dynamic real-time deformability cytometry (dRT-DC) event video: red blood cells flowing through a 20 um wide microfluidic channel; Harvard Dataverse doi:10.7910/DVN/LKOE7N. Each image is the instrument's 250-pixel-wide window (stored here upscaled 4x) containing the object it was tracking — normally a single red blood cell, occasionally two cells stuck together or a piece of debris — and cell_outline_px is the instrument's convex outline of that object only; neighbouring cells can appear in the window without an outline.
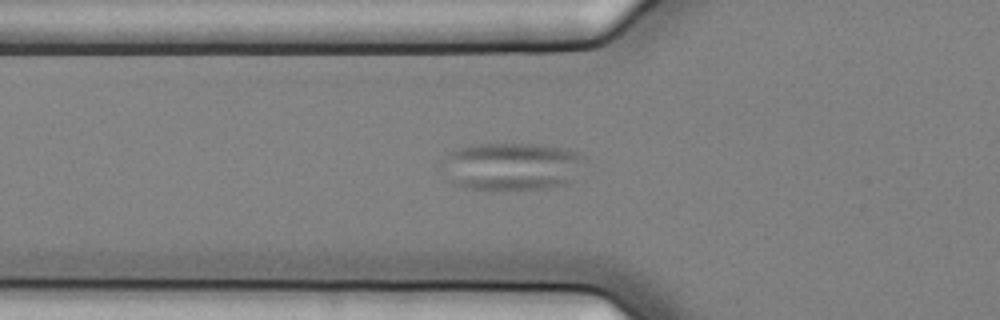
{"species": "common noctule bat (a hibernating species)", "species_latin": "Nyctalus noctula", "temperature_condition": "cold", "stored_images_in_passage": 57, "camera_frame_rate_fps": 3000, "um_per_image_px": 0.085, "animal": {"sex": "female", "body_mass_g": 25.1}, "frame": {"image": 1, "passage_image": 21, "time_ms": 6.667, "image_size_px": [1000, 320], "cell_outline_px": [[584, 160], [568, 180], [564, 184], [544, 188], [492, 192], [464, 188], [452, 184], [444, 180], [440, 168], [440, 160], [448, 152], [456, 148], [480, 144], [540, 144], [580, 152], [584, 156]], "centroid_in_image_um": [43.29, 14.17], "position_along_channel_um": 82.5, "area_um2": 40.63}}
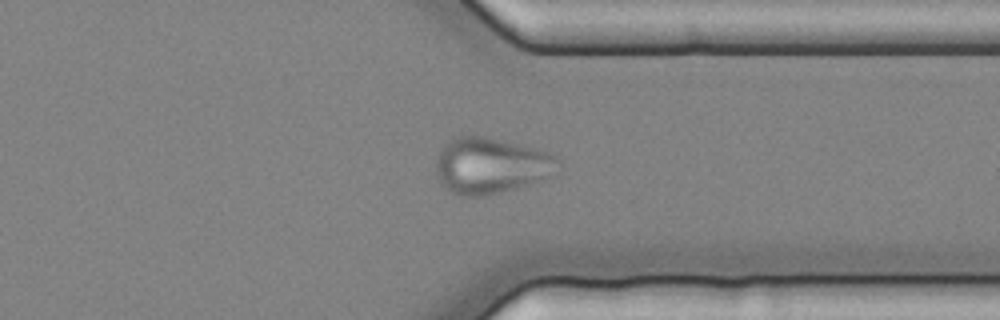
{"frame": {"image": 2, "passage_image": 45, "time_ms": 14.667, "image_size_px": [1000, 320], "cell_outline_px": [[560, 172], [540, 180], [488, 196], [460, 196], [444, 188], [440, 184], [436, 176], [436, 160], [444, 144], [452, 136], [484, 136], [524, 144], [560, 156]], "centroid_in_image_um": [41.75, 14.06], "position_along_channel_um": 369.7, "area_um2": 40.69}}
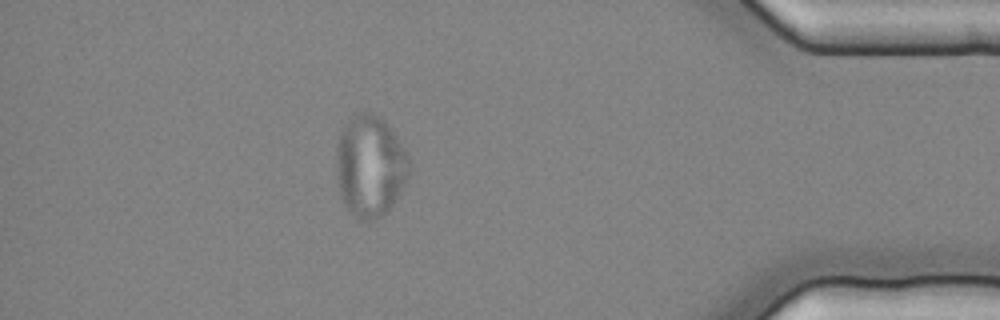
{"frame": {"image": 3, "passage_image": 51, "time_ms": 16.667, "image_size_px": [1000, 320], "cell_outline_px": [[408, 176], [404, 184], [388, 212], [372, 220], [360, 220], [352, 216], [348, 212], [340, 196], [336, 168], [336, 148], [340, 132], [352, 116], [356, 112], [372, 112], [380, 116], [384, 120], [408, 152]], "centroid_in_image_um": [31.43, 14.12], "position_along_channel_um": 403.8, "area_um2": 43.35}}